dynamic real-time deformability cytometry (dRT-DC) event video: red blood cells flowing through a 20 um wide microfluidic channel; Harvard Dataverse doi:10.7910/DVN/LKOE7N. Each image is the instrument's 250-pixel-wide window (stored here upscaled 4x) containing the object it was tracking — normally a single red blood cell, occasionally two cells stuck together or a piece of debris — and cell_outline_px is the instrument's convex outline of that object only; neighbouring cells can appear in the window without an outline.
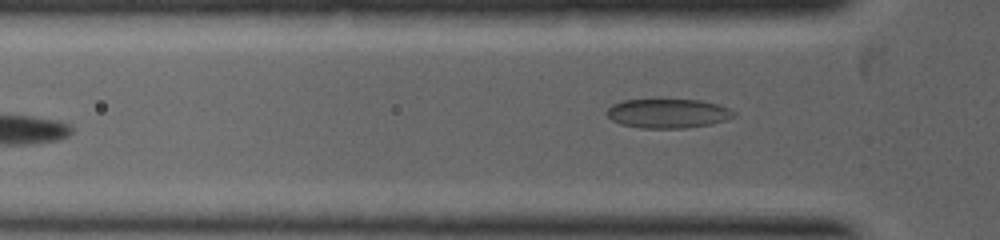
{"species": "common noctule bat (a hibernating species)", "species_latin": "Nyctalus noctula", "temperature_condition": "warm", "stored_images_in_passage": 8, "camera_frame_rate_fps": 5000, "um_per_image_px": 0.085, "animal": {"sex": "female", "body_mass_g": 19.0, "forearm_length_mm": 53.3}, "frame": {"image": 1, "passage_image": 4, "time_ms": 2.0, "image_size_px": [1000, 240], "cell_outline_px": [[736, 116], [712, 124], [684, 128], [640, 128], [620, 124], [612, 120], [608, 116], [608, 108], [612, 104], [624, 100], [656, 96], [660, 96], [700, 100], [716, 104], [728, 108], [736, 112]], "centroid_in_image_um": [56.75, 9.58], "position_along_channel_um": 69.1, "area_um2": 22.66}}
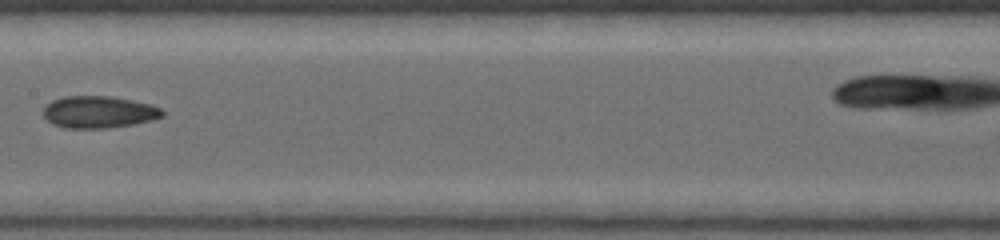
{"frame": {"image": 2, "passage_image": 7, "time_ms": 3.8, "image_size_px": [1000, 240], "cell_outline_px": [[164, 116], [152, 120], [132, 124], [108, 128], [64, 128], [52, 124], [44, 116], [44, 108], [52, 100], [64, 96], [108, 96], [132, 100], [148, 104], [160, 108], [164, 112]], "centroid_in_image_um": [8.38, 9.53], "position_along_channel_um": 199.0, "area_um2": 22.08}}
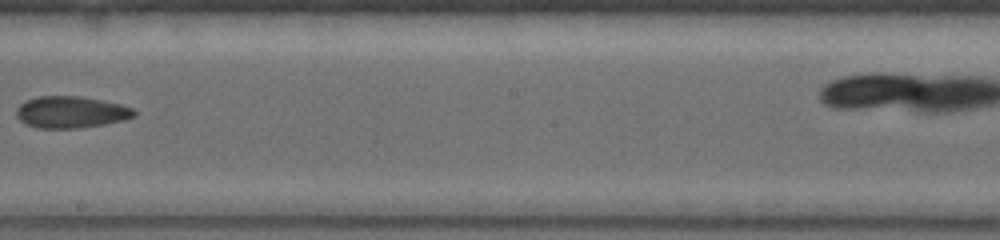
{"frame": {"image": 3, "passage_image": 8, "time_ms": 4.4, "image_size_px": [1000, 240], "cell_outline_px": [[136, 116], [124, 120], [104, 124], [76, 128], [36, 128], [20, 120], [16, 116], [16, 108], [24, 100], [36, 96], [80, 96], [120, 104], [132, 108], [136, 112]], "centroid_in_image_um": [6.01, 9.52], "position_along_channel_um": 242.2, "area_um2": 21.79}}